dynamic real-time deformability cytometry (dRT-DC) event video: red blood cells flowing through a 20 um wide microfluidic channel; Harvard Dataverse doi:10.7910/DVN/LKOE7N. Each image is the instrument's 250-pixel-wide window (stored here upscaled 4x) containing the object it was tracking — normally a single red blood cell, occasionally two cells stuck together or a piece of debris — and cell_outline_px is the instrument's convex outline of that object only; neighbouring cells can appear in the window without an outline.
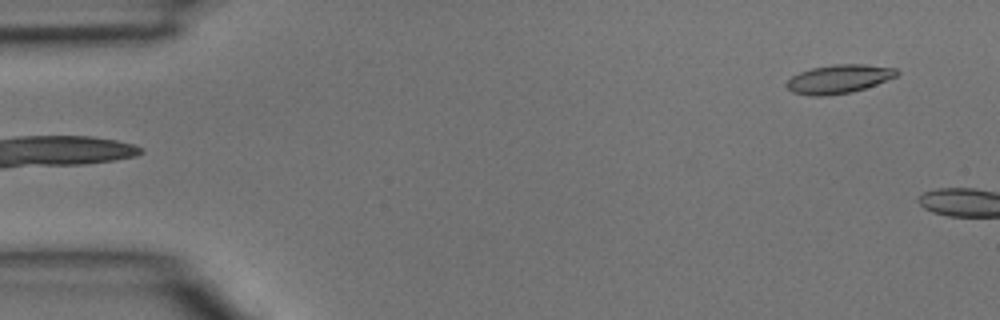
{"species": "common noctule bat (a hibernating species)", "species_latin": "Nyctalus noctula", "temperature_condition": "room temperature", "stored_images_in_passage": 3, "camera_frame_rate_fps": 3000, "um_per_image_px": 0.085, "animal": {"sex": "male", "body_mass_g": 15.6}, "frame": {"image": 1, "passage_image": 3, "time_ms": 0.667, "image_size_px": [1000, 320], "cell_outline_px": [[900, 72], [896, 76], [876, 84], [852, 92], [824, 96], [812, 96], [792, 92], [784, 84], [792, 76], [800, 72], [812, 68], [832, 64], [864, 64], [896, 68]], "centroid_in_image_um": [71.28, 6.71], "position_along_channel_um": 13.7, "area_um2": 18.38}}